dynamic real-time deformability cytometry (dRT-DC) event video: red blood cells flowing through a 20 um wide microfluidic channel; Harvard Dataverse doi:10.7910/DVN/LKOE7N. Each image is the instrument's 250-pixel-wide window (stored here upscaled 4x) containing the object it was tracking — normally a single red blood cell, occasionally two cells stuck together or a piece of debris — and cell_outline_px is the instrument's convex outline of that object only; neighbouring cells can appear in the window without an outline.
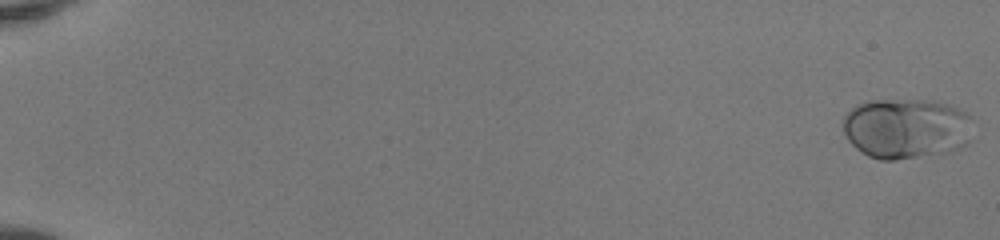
{"species": "human", "species_latin": "Homo sapiens", "temperature_condition": "room temperature", "stored_images_in_passage": 51, "camera_frame_rate_fps": 3000, "um_per_image_px": 0.085, "donor": {"sex": "female"}, "frame": {"image": 1, "passage_image": 1, "time_ms": 0.0, "image_size_px": [1000, 240], "cell_outline_px": [[972, 140], [968, 144], [960, 148], [944, 152], [896, 160], [880, 160], [868, 156], [860, 152], [848, 140], [844, 132], [844, 116], [856, 104], [872, 100], [924, 100], [948, 104], [968, 112], [972, 116]], "centroid_in_image_um": [77.07, 10.91], "position_along_channel_um": 7.9, "area_um2": 46.18}}
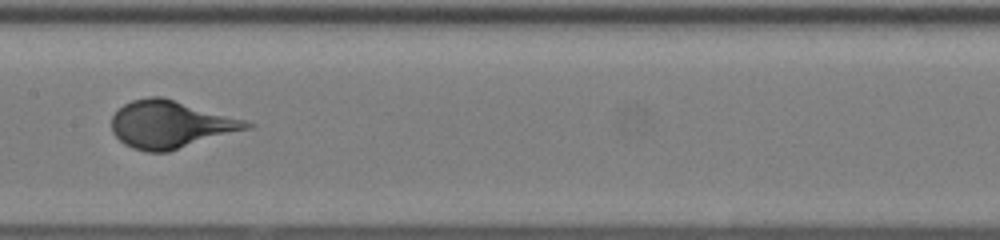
{"frame": {"image": 2, "passage_image": 29, "time_ms": 9.333, "image_size_px": [1000, 240], "cell_outline_px": [[256, 124], [252, 128], [168, 152], [144, 152], [132, 148], [124, 144], [112, 132], [112, 116], [124, 104], [132, 100], [148, 96], [160, 96], [248, 120]], "centroid_in_image_um": [14.53, 10.58], "position_along_channel_um": 192.9, "area_um2": 37.57}}
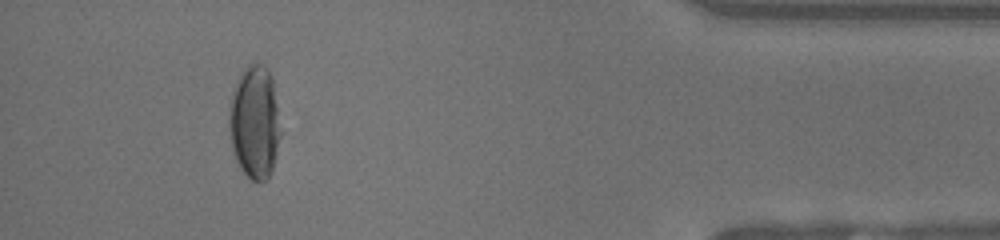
{"frame": {"image": 3, "passage_image": 48, "time_ms": 15.667, "image_size_px": [1000, 240], "cell_outline_px": [[280, 136], [272, 172], [260, 184], [252, 180], [240, 168], [236, 160], [232, 148], [228, 128], [228, 116], [232, 92], [236, 80], [240, 72], [248, 64], [264, 64], [268, 68], [272, 76], [280, 132]], "centroid_in_image_um": [21.62, 10.38], "position_along_channel_um": 413.6, "area_um2": 34.1}}